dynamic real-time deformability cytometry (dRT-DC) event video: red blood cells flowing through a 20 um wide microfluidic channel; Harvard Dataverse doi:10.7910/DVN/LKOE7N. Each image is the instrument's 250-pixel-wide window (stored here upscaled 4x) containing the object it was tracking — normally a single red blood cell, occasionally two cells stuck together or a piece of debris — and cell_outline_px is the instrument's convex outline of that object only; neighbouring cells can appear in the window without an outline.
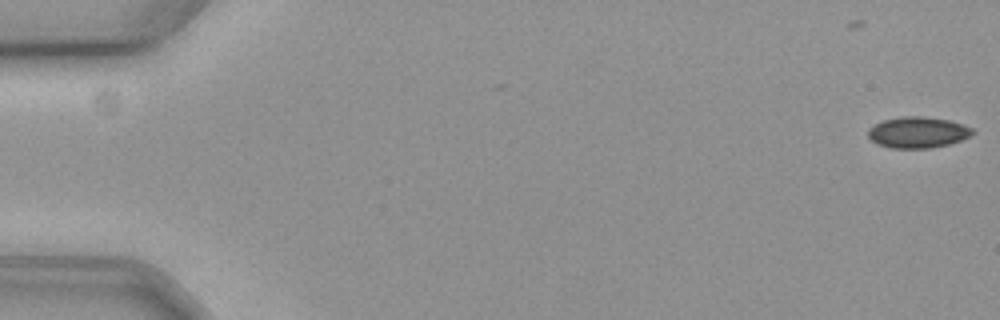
{"species": "common noctule bat (a hibernating species)", "species_latin": "Nyctalus noctula", "temperature_condition": "cold", "stored_images_in_passage": 59, "camera_frame_rate_fps": 3000, "um_per_image_px": 0.085, "animal": {"sex": "female", "body_mass_g": 19.3, "forearm_length_mm": 54.1}, "frame": {"image": 1, "passage_image": 1, "time_ms": 0.0, "image_size_px": [1000, 320], "cell_outline_px": [[976, 132], [972, 136], [948, 144], [932, 148], [892, 148], [876, 144], [868, 136], [868, 128], [884, 120], [904, 116], [920, 116], [948, 120], [972, 128]], "centroid_in_image_um": [78.01, 11.26], "position_along_channel_um": 7.0, "area_um2": 18.84}}
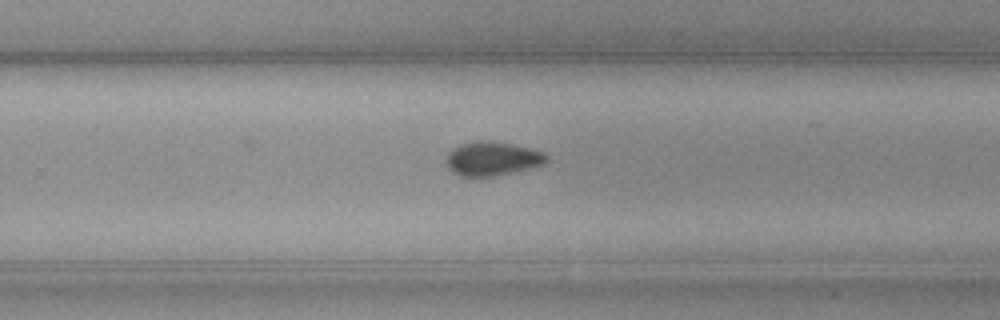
{"frame": {"image": 2, "passage_image": 38, "time_ms": 12.333, "image_size_px": [1000, 320], "cell_outline_px": [[548, 160], [544, 164], [532, 168], [496, 176], [460, 176], [452, 172], [448, 168], [444, 160], [448, 152], [452, 148], [460, 144], [476, 140], [488, 140], [528, 148], [544, 152], [548, 156]], "centroid_in_image_um": [41.81, 13.49], "position_along_channel_um": 288.0, "area_um2": 20.06}}
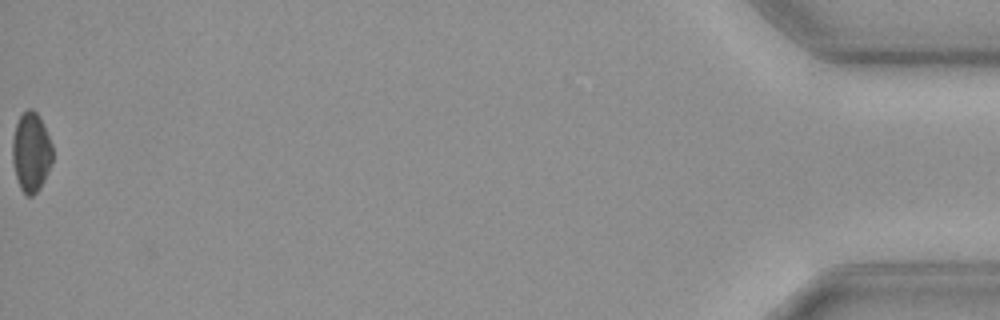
{"frame": {"image": 3, "passage_image": 59, "time_ms": 19.333, "image_size_px": [1000, 320], "cell_outline_px": [[52, 164], [40, 188], [32, 196], [28, 196], [20, 188], [16, 176], [12, 160], [12, 140], [16, 124], [20, 116], [28, 108], [32, 108], [40, 116], [52, 144]], "centroid_in_image_um": [2.65, 12.92], "position_along_channel_um": 432.6, "area_um2": 18.61}, "authors_computed_cell_mechanics": {"area_um2": 19.1318, "velocity_mm_per_s": 3.5605, "shape_relaxation_time_tau1_ms": 3.5452, "shape_relaxation_time_tau2_ms": null, "deformation_change_tau1": 0.0699, "deformation_change_tau2": null}}